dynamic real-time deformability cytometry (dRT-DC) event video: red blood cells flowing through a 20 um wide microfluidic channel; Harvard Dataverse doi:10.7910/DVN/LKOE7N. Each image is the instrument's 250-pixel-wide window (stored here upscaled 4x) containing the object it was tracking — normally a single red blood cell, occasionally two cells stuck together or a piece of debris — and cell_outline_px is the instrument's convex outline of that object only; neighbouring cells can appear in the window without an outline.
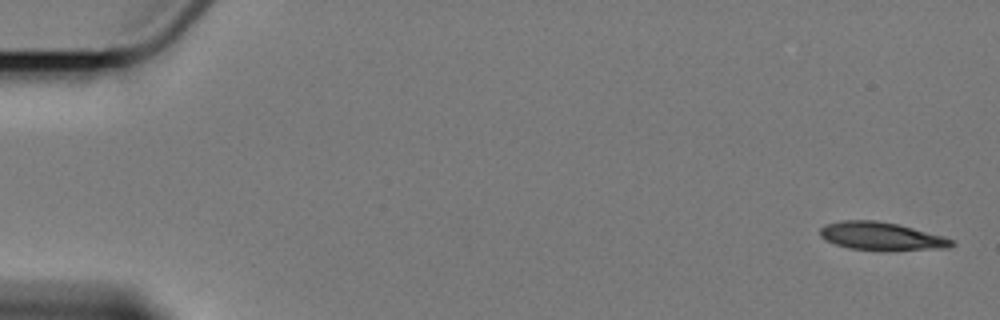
{"species": "Egyptian fruit bat (a non-hibernating species)", "species_latin": "Rousettus aegyptiacus", "temperature_condition": "cold", "stored_images_in_passage": 7, "camera_frame_rate_fps": 3000, "um_per_image_px": 0.085, "animal": {"sex": "female"}, "frame": {"image": 1, "passage_image": 1, "time_ms": 0.0, "image_size_px": [1000, 320], "cell_outline_px": [[956, 244], [948, 248], [880, 252], [848, 248], [824, 240], [820, 236], [820, 228], [824, 224], [844, 220], [876, 220], [896, 224], [944, 236], [956, 240]], "centroid_in_image_um": [74.94, 20.11], "position_along_channel_um": 10.1, "area_um2": 22.08}}
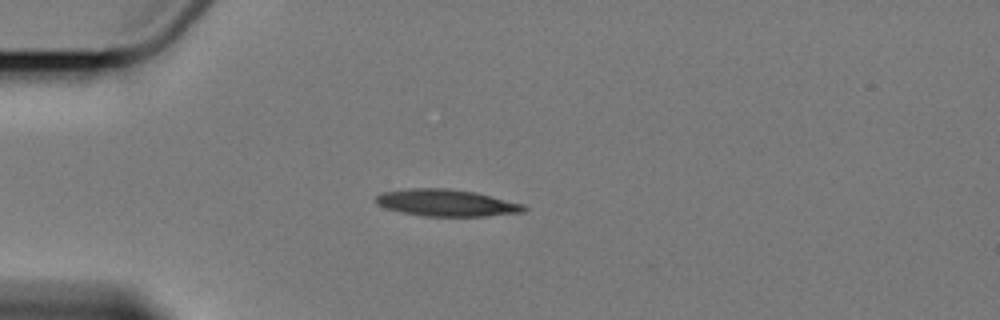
{"frame": {"image": 2, "passage_image": 5, "time_ms": 4.667, "image_size_px": [1000, 320], "cell_outline_px": [[528, 208], [524, 212], [484, 216], [424, 216], [400, 212], [388, 208], [380, 204], [376, 200], [376, 196], [380, 192], [412, 188], [448, 188], [476, 192], [524, 204]], "centroid_in_image_um": [37.99, 17.23], "position_along_channel_um": 47.0, "area_um2": 23.12}}
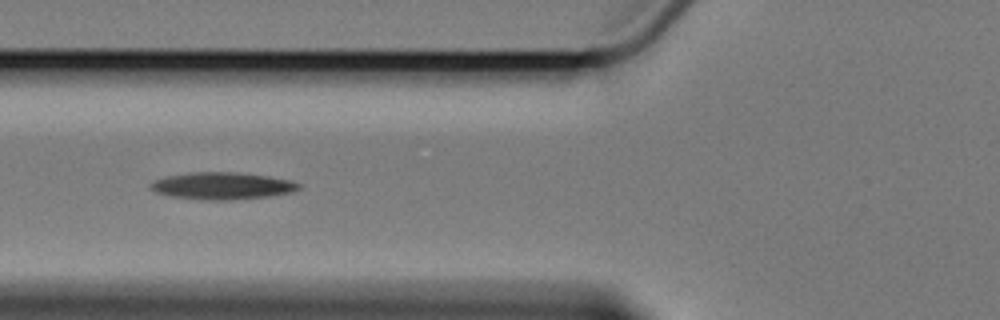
{"frame": {"image": 3, "passage_image": 7, "time_ms": 7.0, "image_size_px": [1000, 320], "cell_outline_px": [[300, 188], [292, 192], [268, 196], [224, 200], [208, 200], [172, 196], [156, 192], [148, 188], [148, 184], [156, 180], [168, 176], [192, 172], [236, 172], [268, 176], [288, 180], [300, 184]], "centroid_in_image_um": [18.86, 15.79], "position_along_channel_um": 106.9, "area_um2": 23.06}}